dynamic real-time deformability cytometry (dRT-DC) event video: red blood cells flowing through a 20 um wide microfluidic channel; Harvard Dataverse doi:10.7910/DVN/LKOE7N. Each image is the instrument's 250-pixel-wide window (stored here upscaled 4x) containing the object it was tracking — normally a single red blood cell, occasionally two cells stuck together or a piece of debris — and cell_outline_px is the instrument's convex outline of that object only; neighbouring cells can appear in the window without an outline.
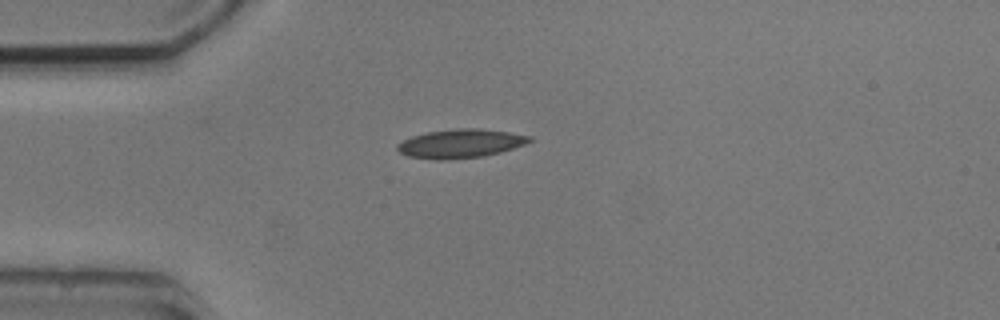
{"species": "common noctule bat (a hibernating species)", "species_latin": "Nyctalus noctula", "temperature_condition": "cold", "stored_images_in_passage": 2, "camera_frame_rate_fps": 3000, "um_per_image_px": 0.085, "animal": {"sex": "male", "body_mass_g": 20.5, "forearm_length_mm": 52.5}, "frame": {"image": 1, "passage_image": 2, "time_ms": 1.333, "image_size_px": [1000, 320], "cell_outline_px": [[532, 140], [524, 144], [500, 152], [484, 156], [448, 160], [436, 160], [408, 156], [400, 152], [396, 148], [396, 144], [412, 136], [428, 132], [456, 128], [480, 128], [508, 132], [532, 136]], "centroid_in_image_um": [39.13, 12.2], "position_along_channel_um": 45.9, "area_um2": 22.14}}